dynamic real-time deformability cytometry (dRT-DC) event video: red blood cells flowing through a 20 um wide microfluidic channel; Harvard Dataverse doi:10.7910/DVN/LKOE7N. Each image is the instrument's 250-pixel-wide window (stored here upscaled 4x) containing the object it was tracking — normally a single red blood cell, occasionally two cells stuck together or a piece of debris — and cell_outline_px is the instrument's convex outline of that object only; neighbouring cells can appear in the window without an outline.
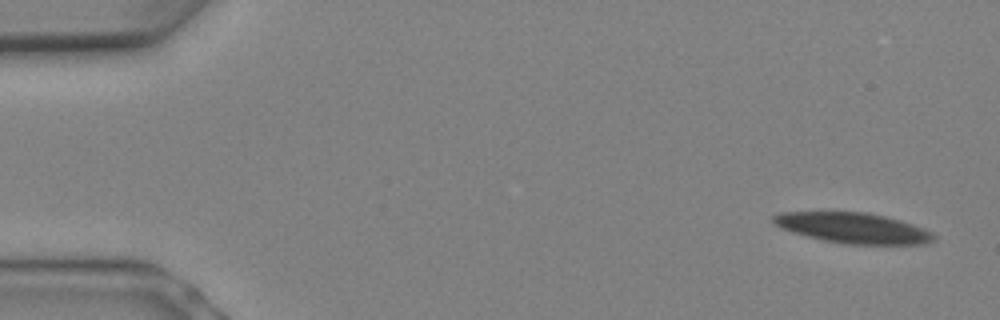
{"species": "Egyptian fruit bat (a non-hibernating species)", "species_latin": "Rousettus aegyptiacus", "temperature_condition": "warm", "stored_images_in_passage": 8, "camera_frame_rate_fps": 3000, "um_per_image_px": 0.085, "animal": {"sex": "female"}, "frame": {"image": 1, "passage_image": 1, "time_ms": 0.0, "image_size_px": [1000, 320], "cell_outline_px": [[936, 236], [932, 240], [924, 244], [848, 244], [824, 240], [792, 232], [780, 228], [772, 220], [772, 216], [780, 212], [868, 212], [884, 216], [912, 224], [924, 228], [932, 232]], "centroid_in_image_um": [72.5, 19.37], "position_along_channel_um": 12.5, "area_um2": 28.21}}
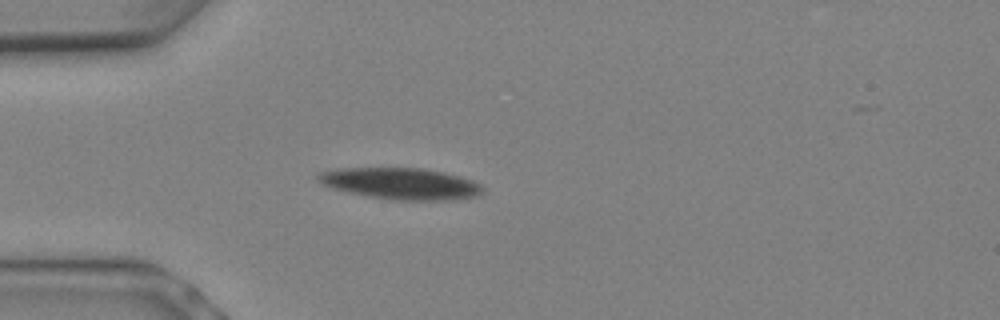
{"frame": {"image": 2, "passage_image": 6, "time_ms": 1.667, "image_size_px": [1000, 320], "cell_outline_px": [[484, 192], [476, 196], [452, 200], [392, 200], [368, 196], [348, 192], [332, 188], [316, 180], [316, 172], [336, 168], [424, 168], [444, 172], [460, 176], [472, 180], [480, 184], [484, 188]], "centroid_in_image_um": [34.05, 15.6], "position_along_channel_um": 50.9, "area_um2": 30.46}}
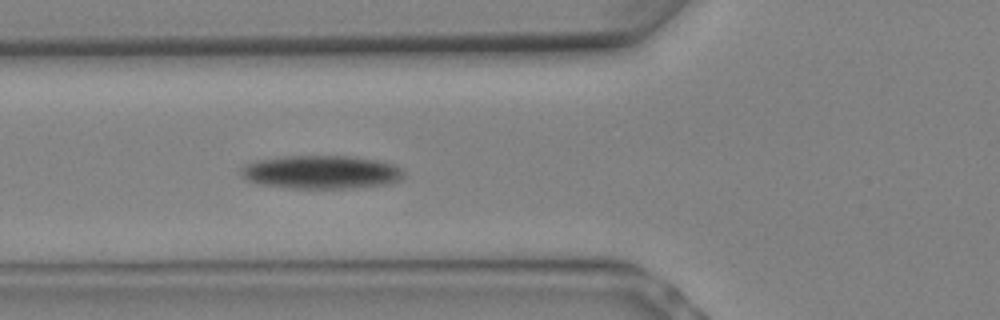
{"frame": {"image": 3, "passage_image": 8, "time_ms": 2.333, "image_size_px": [1000, 320], "cell_outline_px": [[404, 176], [400, 180], [388, 184], [352, 188], [288, 188], [256, 184], [240, 176], [236, 172], [244, 164], [252, 160], [284, 156], [352, 156], [380, 160], [396, 164], [404, 168]], "centroid_in_image_um": [27.27, 14.62], "position_along_channel_um": 98.5, "area_um2": 32.54}}